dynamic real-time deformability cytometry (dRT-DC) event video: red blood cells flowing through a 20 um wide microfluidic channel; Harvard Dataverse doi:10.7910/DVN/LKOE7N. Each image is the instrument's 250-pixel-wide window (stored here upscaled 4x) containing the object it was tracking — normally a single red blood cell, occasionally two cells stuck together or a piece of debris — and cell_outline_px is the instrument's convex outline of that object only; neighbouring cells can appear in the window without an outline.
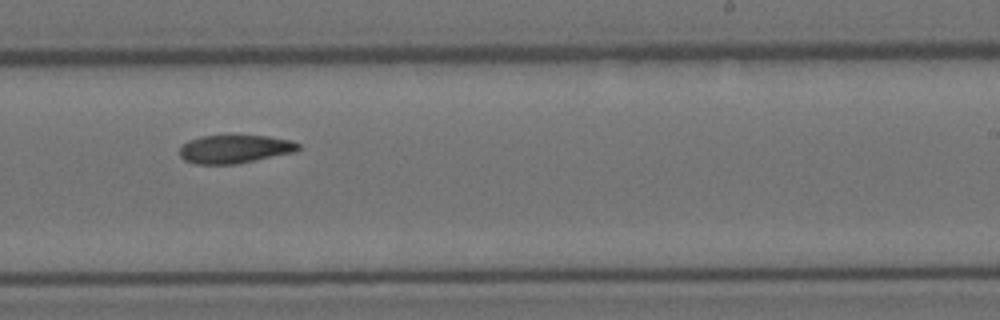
{"species": "Egyptian fruit bat (a non-hibernating species)", "species_latin": "Rousettus aegyptiacus", "temperature_condition": "room temperature", "stored_images_in_passage": 14, "camera_frame_rate_fps": 3000, "um_per_image_px": 0.085, "animal": {"sex": "female"}, "frame": {"image": 1, "passage_image": 8, "time_ms": 2.333, "image_size_px": [1000, 320], "cell_outline_px": [[300, 148], [296, 152], [236, 164], [196, 164], [184, 160], [180, 156], [180, 148], [188, 140], [200, 136], [268, 136], [292, 140], [300, 144]], "centroid_in_image_um": [19.97, 12.67], "position_along_channel_um": 269.0, "area_um2": 19.59}}